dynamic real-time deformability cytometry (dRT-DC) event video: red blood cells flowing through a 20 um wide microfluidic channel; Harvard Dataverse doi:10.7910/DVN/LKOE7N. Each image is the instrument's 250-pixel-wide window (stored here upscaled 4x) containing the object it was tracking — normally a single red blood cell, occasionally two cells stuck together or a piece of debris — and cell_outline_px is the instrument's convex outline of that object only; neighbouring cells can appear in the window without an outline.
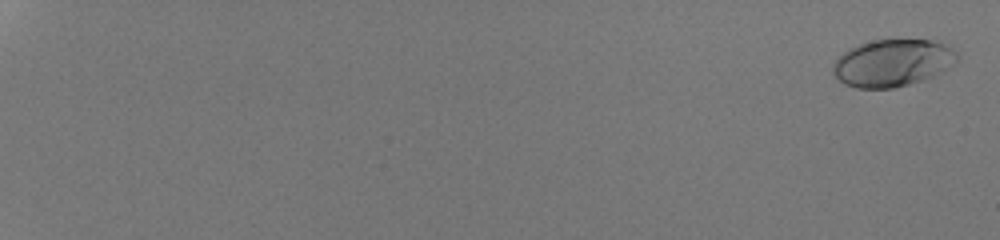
{"species": "human", "species_latin": "Homo sapiens", "temperature_condition": "room temperature", "stored_images_in_passage": 55, "camera_frame_rate_fps": 3000, "um_per_image_px": 0.085, "donor": {"sex": "male"}, "frame": {"image": 1, "passage_image": 2, "time_ms": 0.333, "image_size_px": [1000, 240], "cell_outline_px": [[960, 60], [956, 64], [932, 76], [908, 84], [892, 88], [856, 88], [844, 84], [832, 72], [832, 68], [836, 60], [844, 52], [860, 44], [872, 40], [932, 40], [944, 44], [952, 48], [956, 52]], "centroid_in_image_um": [75.89, 5.35], "position_along_channel_um": 9.1, "area_um2": 33.87}}
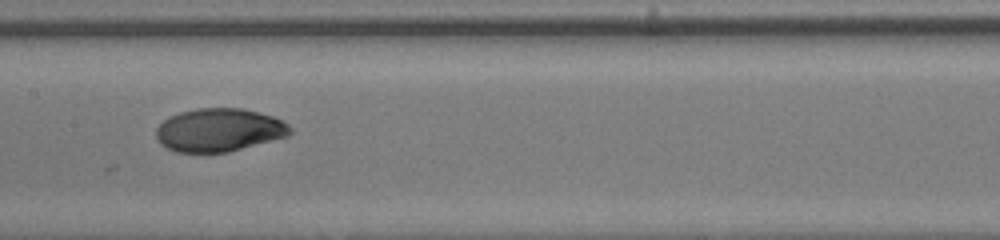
{"frame": {"image": 2, "passage_image": 34, "time_ms": 11.0, "image_size_px": [1000, 240], "cell_outline_px": [[292, 132], [288, 136], [228, 152], [176, 152], [160, 144], [156, 136], [156, 128], [168, 116], [180, 112], [196, 108], [244, 108], [272, 116], [288, 124], [292, 128]], "centroid_in_image_um": [18.61, 11.04], "position_along_channel_um": 188.8, "area_um2": 33.76}}
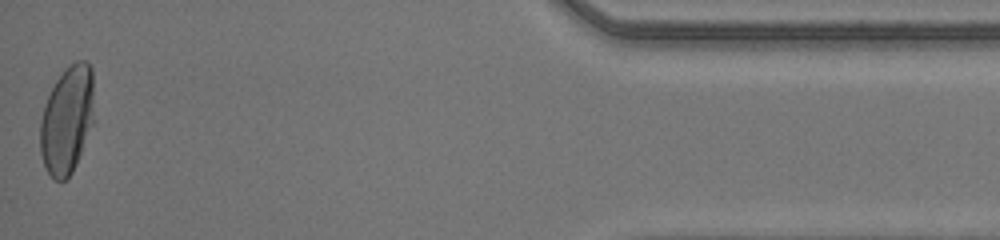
{"frame": {"image": 3, "passage_image": 55, "time_ms": 18.0, "image_size_px": [1000, 240], "cell_outline_px": [[92, 124], [76, 164], [72, 172], [64, 180], [56, 180], [48, 172], [44, 164], [40, 152], [40, 120], [48, 96], [56, 80], [76, 60], [84, 60], [92, 68]], "centroid_in_image_um": [5.68, 10.2], "position_along_channel_um": 429.5, "area_um2": 33.06}, "authors_computed_cell_mechanics": {"area_um2": 33.7552, "velocity_mm_per_s": 4.2521, "shape_relaxation_time_tau1_ms": 4.7561, "shape_relaxation_time_tau2_ms": null, "deformation_change_tau1": 0.2009, "deformation_change_tau2": null}}